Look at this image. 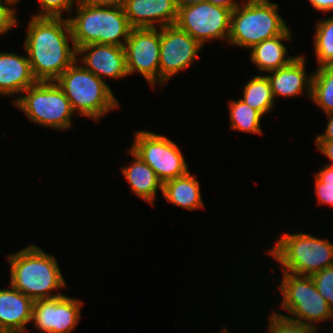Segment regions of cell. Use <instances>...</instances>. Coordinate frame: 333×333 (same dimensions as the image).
I'll return each instance as SVG.
<instances>
[{
  "instance_id": "7a4b0ae2",
  "label": "cell",
  "mask_w": 333,
  "mask_h": 333,
  "mask_svg": "<svg viewBox=\"0 0 333 333\" xmlns=\"http://www.w3.org/2000/svg\"><path fill=\"white\" fill-rule=\"evenodd\" d=\"M10 285L33 301L63 295L58 289L65 288L66 281L55 256L30 244L26 248L8 254ZM57 291L54 295V291Z\"/></svg>"
},
{
  "instance_id": "9c48e42d",
  "label": "cell",
  "mask_w": 333,
  "mask_h": 333,
  "mask_svg": "<svg viewBox=\"0 0 333 333\" xmlns=\"http://www.w3.org/2000/svg\"><path fill=\"white\" fill-rule=\"evenodd\" d=\"M134 133L130 149L154 170L163 183L189 172L188 164L174 141L150 130Z\"/></svg>"
},
{
  "instance_id": "d6986e66",
  "label": "cell",
  "mask_w": 333,
  "mask_h": 333,
  "mask_svg": "<svg viewBox=\"0 0 333 333\" xmlns=\"http://www.w3.org/2000/svg\"><path fill=\"white\" fill-rule=\"evenodd\" d=\"M128 152L132 158L134 157L133 162L127 167L123 166L120 169L121 173L129 182L132 194L134 193L153 206L158 190L160 189L163 192V182L158 178L154 170L130 148Z\"/></svg>"
},
{
  "instance_id": "7c38bea8",
  "label": "cell",
  "mask_w": 333,
  "mask_h": 333,
  "mask_svg": "<svg viewBox=\"0 0 333 333\" xmlns=\"http://www.w3.org/2000/svg\"><path fill=\"white\" fill-rule=\"evenodd\" d=\"M124 49L128 75L138 72L152 88L160 85V28H132Z\"/></svg>"
},
{
  "instance_id": "52a82bcc",
  "label": "cell",
  "mask_w": 333,
  "mask_h": 333,
  "mask_svg": "<svg viewBox=\"0 0 333 333\" xmlns=\"http://www.w3.org/2000/svg\"><path fill=\"white\" fill-rule=\"evenodd\" d=\"M22 94L13 104L31 122L54 130L70 129L75 112L55 81H37Z\"/></svg>"
},
{
  "instance_id": "9a60e30c",
  "label": "cell",
  "mask_w": 333,
  "mask_h": 333,
  "mask_svg": "<svg viewBox=\"0 0 333 333\" xmlns=\"http://www.w3.org/2000/svg\"><path fill=\"white\" fill-rule=\"evenodd\" d=\"M178 6L177 0H125L123 8L132 28H161L176 23Z\"/></svg>"
},
{
  "instance_id": "4fadbf2b",
  "label": "cell",
  "mask_w": 333,
  "mask_h": 333,
  "mask_svg": "<svg viewBox=\"0 0 333 333\" xmlns=\"http://www.w3.org/2000/svg\"><path fill=\"white\" fill-rule=\"evenodd\" d=\"M83 302L65 294L33 303L34 328L45 333H71L80 321Z\"/></svg>"
},
{
  "instance_id": "e0dca14e",
  "label": "cell",
  "mask_w": 333,
  "mask_h": 333,
  "mask_svg": "<svg viewBox=\"0 0 333 333\" xmlns=\"http://www.w3.org/2000/svg\"><path fill=\"white\" fill-rule=\"evenodd\" d=\"M37 80L27 56L14 52H0V96H14L13 103Z\"/></svg>"
},
{
  "instance_id": "5bb4252c",
  "label": "cell",
  "mask_w": 333,
  "mask_h": 333,
  "mask_svg": "<svg viewBox=\"0 0 333 333\" xmlns=\"http://www.w3.org/2000/svg\"><path fill=\"white\" fill-rule=\"evenodd\" d=\"M77 56V61L101 80L103 76L116 80L128 76L124 47L93 43L79 47Z\"/></svg>"
},
{
  "instance_id": "484cf974",
  "label": "cell",
  "mask_w": 333,
  "mask_h": 333,
  "mask_svg": "<svg viewBox=\"0 0 333 333\" xmlns=\"http://www.w3.org/2000/svg\"><path fill=\"white\" fill-rule=\"evenodd\" d=\"M268 318V333H317L318 326L292 321L272 311Z\"/></svg>"
},
{
  "instance_id": "6da1fadb",
  "label": "cell",
  "mask_w": 333,
  "mask_h": 333,
  "mask_svg": "<svg viewBox=\"0 0 333 333\" xmlns=\"http://www.w3.org/2000/svg\"><path fill=\"white\" fill-rule=\"evenodd\" d=\"M26 33L23 47L37 81H56L77 59L68 18L32 16Z\"/></svg>"
},
{
  "instance_id": "277c9868",
  "label": "cell",
  "mask_w": 333,
  "mask_h": 333,
  "mask_svg": "<svg viewBox=\"0 0 333 333\" xmlns=\"http://www.w3.org/2000/svg\"><path fill=\"white\" fill-rule=\"evenodd\" d=\"M75 113L99 121L120 105L105 80L88 71L77 59L55 81Z\"/></svg>"
},
{
  "instance_id": "3957f363",
  "label": "cell",
  "mask_w": 333,
  "mask_h": 333,
  "mask_svg": "<svg viewBox=\"0 0 333 333\" xmlns=\"http://www.w3.org/2000/svg\"><path fill=\"white\" fill-rule=\"evenodd\" d=\"M75 6L76 15L68 20L76 50L93 43L124 47L132 27L123 7L97 6L81 0Z\"/></svg>"
},
{
  "instance_id": "1f68e13d",
  "label": "cell",
  "mask_w": 333,
  "mask_h": 333,
  "mask_svg": "<svg viewBox=\"0 0 333 333\" xmlns=\"http://www.w3.org/2000/svg\"><path fill=\"white\" fill-rule=\"evenodd\" d=\"M325 186H333V166L327 163L314 174Z\"/></svg>"
},
{
  "instance_id": "44dd1931",
  "label": "cell",
  "mask_w": 333,
  "mask_h": 333,
  "mask_svg": "<svg viewBox=\"0 0 333 333\" xmlns=\"http://www.w3.org/2000/svg\"><path fill=\"white\" fill-rule=\"evenodd\" d=\"M200 182L190 173L163 183V196L167 202L186 210H199L204 207Z\"/></svg>"
},
{
  "instance_id": "5b68a950",
  "label": "cell",
  "mask_w": 333,
  "mask_h": 333,
  "mask_svg": "<svg viewBox=\"0 0 333 333\" xmlns=\"http://www.w3.org/2000/svg\"><path fill=\"white\" fill-rule=\"evenodd\" d=\"M267 253L292 274L311 276L333 266V243L305 232H284Z\"/></svg>"
},
{
  "instance_id": "f546056e",
  "label": "cell",
  "mask_w": 333,
  "mask_h": 333,
  "mask_svg": "<svg viewBox=\"0 0 333 333\" xmlns=\"http://www.w3.org/2000/svg\"><path fill=\"white\" fill-rule=\"evenodd\" d=\"M314 191L317 196L318 204L333 206V186H325L316 176H314Z\"/></svg>"
},
{
  "instance_id": "8d00e7d4",
  "label": "cell",
  "mask_w": 333,
  "mask_h": 333,
  "mask_svg": "<svg viewBox=\"0 0 333 333\" xmlns=\"http://www.w3.org/2000/svg\"><path fill=\"white\" fill-rule=\"evenodd\" d=\"M208 0H177L179 5L195 4L198 2H207Z\"/></svg>"
},
{
  "instance_id": "ac0fdd59",
  "label": "cell",
  "mask_w": 333,
  "mask_h": 333,
  "mask_svg": "<svg viewBox=\"0 0 333 333\" xmlns=\"http://www.w3.org/2000/svg\"><path fill=\"white\" fill-rule=\"evenodd\" d=\"M34 301L16 290L9 284V288L0 289V324L7 333H25L26 325L32 320Z\"/></svg>"
},
{
  "instance_id": "ab89813d",
  "label": "cell",
  "mask_w": 333,
  "mask_h": 333,
  "mask_svg": "<svg viewBox=\"0 0 333 333\" xmlns=\"http://www.w3.org/2000/svg\"><path fill=\"white\" fill-rule=\"evenodd\" d=\"M0 333H7V331L0 324Z\"/></svg>"
},
{
  "instance_id": "f35d334b",
  "label": "cell",
  "mask_w": 333,
  "mask_h": 333,
  "mask_svg": "<svg viewBox=\"0 0 333 333\" xmlns=\"http://www.w3.org/2000/svg\"><path fill=\"white\" fill-rule=\"evenodd\" d=\"M8 1L12 2L16 6L20 0H8Z\"/></svg>"
},
{
  "instance_id": "74e56055",
  "label": "cell",
  "mask_w": 333,
  "mask_h": 333,
  "mask_svg": "<svg viewBox=\"0 0 333 333\" xmlns=\"http://www.w3.org/2000/svg\"><path fill=\"white\" fill-rule=\"evenodd\" d=\"M218 333H230V331H228L226 328H223L221 331H219Z\"/></svg>"
},
{
  "instance_id": "30bf717a",
  "label": "cell",
  "mask_w": 333,
  "mask_h": 333,
  "mask_svg": "<svg viewBox=\"0 0 333 333\" xmlns=\"http://www.w3.org/2000/svg\"><path fill=\"white\" fill-rule=\"evenodd\" d=\"M231 13V9L209 1L179 5L175 24L202 46L216 39L228 42Z\"/></svg>"
},
{
  "instance_id": "2e32d148",
  "label": "cell",
  "mask_w": 333,
  "mask_h": 333,
  "mask_svg": "<svg viewBox=\"0 0 333 333\" xmlns=\"http://www.w3.org/2000/svg\"><path fill=\"white\" fill-rule=\"evenodd\" d=\"M306 60L303 54L296 55V58L285 67L268 72L270 75L266 76L269 80L274 100L276 97L300 96L306 90V96L311 99L313 75L312 73L311 75L306 73Z\"/></svg>"
},
{
  "instance_id": "8fae6325",
  "label": "cell",
  "mask_w": 333,
  "mask_h": 333,
  "mask_svg": "<svg viewBox=\"0 0 333 333\" xmlns=\"http://www.w3.org/2000/svg\"><path fill=\"white\" fill-rule=\"evenodd\" d=\"M203 46L176 24L160 28V86L195 64Z\"/></svg>"
},
{
  "instance_id": "ffe728a7",
  "label": "cell",
  "mask_w": 333,
  "mask_h": 333,
  "mask_svg": "<svg viewBox=\"0 0 333 333\" xmlns=\"http://www.w3.org/2000/svg\"><path fill=\"white\" fill-rule=\"evenodd\" d=\"M291 29L288 28L283 34L254 45L250 51V60L258 71L271 72L288 65L296 56H289L287 47L283 41L292 39Z\"/></svg>"
},
{
  "instance_id": "4316f807",
  "label": "cell",
  "mask_w": 333,
  "mask_h": 333,
  "mask_svg": "<svg viewBox=\"0 0 333 333\" xmlns=\"http://www.w3.org/2000/svg\"><path fill=\"white\" fill-rule=\"evenodd\" d=\"M79 0H39V13L33 14V17H50L62 18L63 12H66L70 17L73 12L74 5Z\"/></svg>"
},
{
  "instance_id": "e575fe53",
  "label": "cell",
  "mask_w": 333,
  "mask_h": 333,
  "mask_svg": "<svg viewBox=\"0 0 333 333\" xmlns=\"http://www.w3.org/2000/svg\"><path fill=\"white\" fill-rule=\"evenodd\" d=\"M326 117L328 122L325 128V132L318 136L323 141H333V114H328Z\"/></svg>"
},
{
  "instance_id": "603a6c76",
  "label": "cell",
  "mask_w": 333,
  "mask_h": 333,
  "mask_svg": "<svg viewBox=\"0 0 333 333\" xmlns=\"http://www.w3.org/2000/svg\"><path fill=\"white\" fill-rule=\"evenodd\" d=\"M311 99L325 115L333 114V64L312 72Z\"/></svg>"
},
{
  "instance_id": "7402d4cb",
  "label": "cell",
  "mask_w": 333,
  "mask_h": 333,
  "mask_svg": "<svg viewBox=\"0 0 333 333\" xmlns=\"http://www.w3.org/2000/svg\"><path fill=\"white\" fill-rule=\"evenodd\" d=\"M243 90V98L240 99L262 115L270 113L273 107L275 108V100L266 74L253 76Z\"/></svg>"
},
{
  "instance_id": "ba28073f",
  "label": "cell",
  "mask_w": 333,
  "mask_h": 333,
  "mask_svg": "<svg viewBox=\"0 0 333 333\" xmlns=\"http://www.w3.org/2000/svg\"><path fill=\"white\" fill-rule=\"evenodd\" d=\"M282 281L278 285L283 301L280 307L287 315L277 314L300 323H314L333 320V312L327 301L319 294L311 276L283 272Z\"/></svg>"
},
{
  "instance_id": "8992f818",
  "label": "cell",
  "mask_w": 333,
  "mask_h": 333,
  "mask_svg": "<svg viewBox=\"0 0 333 333\" xmlns=\"http://www.w3.org/2000/svg\"><path fill=\"white\" fill-rule=\"evenodd\" d=\"M270 0H245L231 13L229 44L245 49L283 34L289 27Z\"/></svg>"
},
{
  "instance_id": "d6a6232c",
  "label": "cell",
  "mask_w": 333,
  "mask_h": 333,
  "mask_svg": "<svg viewBox=\"0 0 333 333\" xmlns=\"http://www.w3.org/2000/svg\"><path fill=\"white\" fill-rule=\"evenodd\" d=\"M311 6L319 12H332L333 0H309Z\"/></svg>"
},
{
  "instance_id": "4dcf8cb0",
  "label": "cell",
  "mask_w": 333,
  "mask_h": 333,
  "mask_svg": "<svg viewBox=\"0 0 333 333\" xmlns=\"http://www.w3.org/2000/svg\"><path fill=\"white\" fill-rule=\"evenodd\" d=\"M315 145L319 152L325 155L328 160H330V164L333 166V141H323L318 135L315 139Z\"/></svg>"
},
{
  "instance_id": "83f0119b",
  "label": "cell",
  "mask_w": 333,
  "mask_h": 333,
  "mask_svg": "<svg viewBox=\"0 0 333 333\" xmlns=\"http://www.w3.org/2000/svg\"><path fill=\"white\" fill-rule=\"evenodd\" d=\"M319 294L327 301L333 312V266L311 275Z\"/></svg>"
},
{
  "instance_id": "836d02e7",
  "label": "cell",
  "mask_w": 333,
  "mask_h": 333,
  "mask_svg": "<svg viewBox=\"0 0 333 333\" xmlns=\"http://www.w3.org/2000/svg\"><path fill=\"white\" fill-rule=\"evenodd\" d=\"M85 3H89L97 6H109V7H123L125 0H81Z\"/></svg>"
},
{
  "instance_id": "cb8c5ba5",
  "label": "cell",
  "mask_w": 333,
  "mask_h": 333,
  "mask_svg": "<svg viewBox=\"0 0 333 333\" xmlns=\"http://www.w3.org/2000/svg\"><path fill=\"white\" fill-rule=\"evenodd\" d=\"M230 128L243 133L263 134L261 118L263 115L249 107L241 99L228 103Z\"/></svg>"
},
{
  "instance_id": "f1b7e54d",
  "label": "cell",
  "mask_w": 333,
  "mask_h": 333,
  "mask_svg": "<svg viewBox=\"0 0 333 333\" xmlns=\"http://www.w3.org/2000/svg\"><path fill=\"white\" fill-rule=\"evenodd\" d=\"M14 6V7H13ZM16 7L10 1L0 2V35H4L17 26Z\"/></svg>"
},
{
  "instance_id": "d590c367",
  "label": "cell",
  "mask_w": 333,
  "mask_h": 333,
  "mask_svg": "<svg viewBox=\"0 0 333 333\" xmlns=\"http://www.w3.org/2000/svg\"><path fill=\"white\" fill-rule=\"evenodd\" d=\"M208 1L216 6L226 7L228 9H231L232 11L242 3L234 0H208Z\"/></svg>"
},
{
  "instance_id": "d4e9b609",
  "label": "cell",
  "mask_w": 333,
  "mask_h": 333,
  "mask_svg": "<svg viewBox=\"0 0 333 333\" xmlns=\"http://www.w3.org/2000/svg\"><path fill=\"white\" fill-rule=\"evenodd\" d=\"M313 41L318 67L333 64V17L316 23Z\"/></svg>"
}]
</instances>
